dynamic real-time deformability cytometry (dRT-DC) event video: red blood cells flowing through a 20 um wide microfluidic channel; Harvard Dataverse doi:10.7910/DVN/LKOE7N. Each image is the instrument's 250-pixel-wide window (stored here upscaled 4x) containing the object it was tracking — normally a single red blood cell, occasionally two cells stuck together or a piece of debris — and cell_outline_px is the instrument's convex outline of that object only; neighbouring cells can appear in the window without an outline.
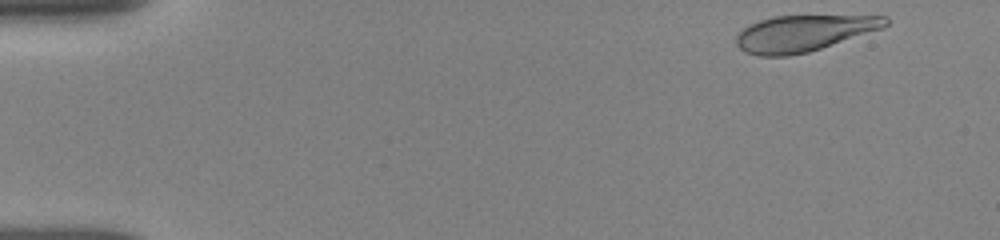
{"species": "human", "species_latin": "Homo sapiens", "temperature_condition": "room temperature", "stored_images_in_passage": 53, "camera_frame_rate_fps": 3000, "um_per_image_px": 0.085, "donor": {"sex": "female"}, "frame": {"image": 1, "passage_image": 1, "time_ms": 0.0, "image_size_px": [1000, 240], "cell_outline_px": [[888, 24], [884, 28], [808, 52], [788, 56], [760, 56], [744, 52], [736, 44], [736, 36], [744, 28], [760, 20], [776, 16], [888, 16]], "centroid_in_image_um": [68.31, 2.83], "position_along_channel_um": 16.7, "area_um2": 31.21}}
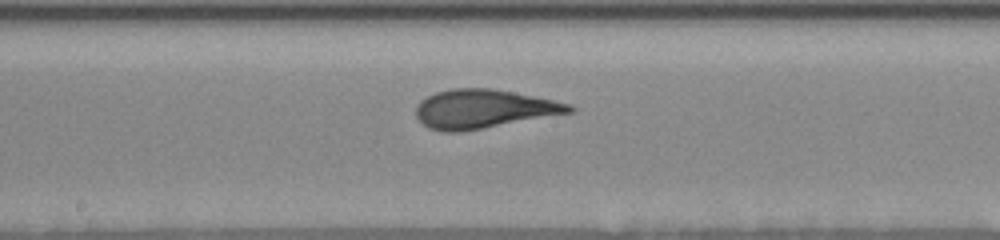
{"frame": {"image": 2, "passage_image": 24, "time_ms": 8.0, "image_size_px": [1000, 240], "cell_outline_px": [[576, 108], [572, 112], [460, 132], [440, 132], [428, 128], [416, 116], [416, 108], [420, 100], [436, 92], [452, 88], [492, 88], [552, 100], [568, 104]], "centroid_in_image_um": [41.04, 9.26], "position_along_channel_um": 207.2, "area_um2": 34.22}}
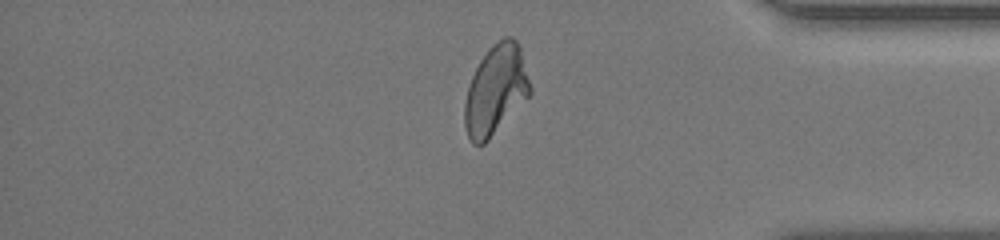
{"frame": {"image": 3, "passage_image": 44, "time_ms": 13.333, "image_size_px": [1000, 240], "cell_outline_px": [[532, 92], [488, 140], [484, 144], [472, 144], [468, 136], [464, 124], [464, 104], [468, 88], [472, 76], [480, 60], [492, 44], [504, 36], [512, 36], [516, 40], [520, 48], [532, 88]], "centroid_in_image_um": [42.13, 7.63], "position_along_channel_um": 393.1, "area_um2": 33.87}, "authors_computed_cell_mechanics": {"area_um2": 33.9864, "velocity_mm_per_s": 3.8318, "shape_relaxation_time_tau1_ms": 3.8994, "shape_relaxation_time_tau2_ms": 0.8408, "deformation_change_tau1": 0.1922, "deformation_change_tau2": 0.0565}}